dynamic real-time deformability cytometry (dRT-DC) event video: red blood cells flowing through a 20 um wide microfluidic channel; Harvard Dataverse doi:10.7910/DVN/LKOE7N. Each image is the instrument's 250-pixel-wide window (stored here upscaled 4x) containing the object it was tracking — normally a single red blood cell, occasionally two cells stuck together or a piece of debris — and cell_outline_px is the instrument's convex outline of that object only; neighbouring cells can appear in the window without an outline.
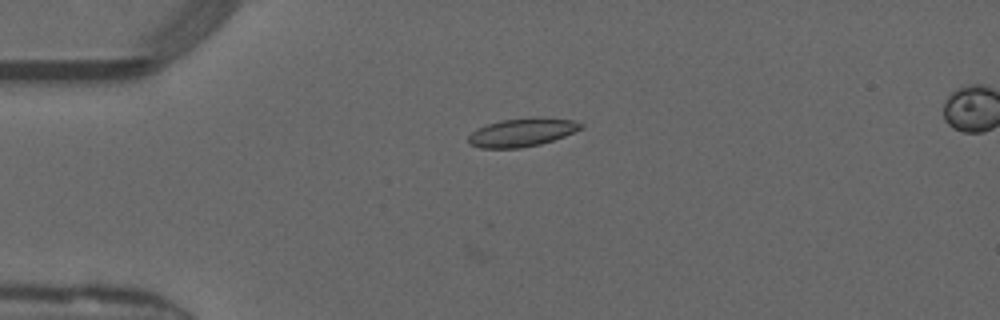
{"species": "common noctule bat (a hibernating species)", "species_latin": "Nyctalus noctula", "temperature_condition": "warm", "stored_images_in_passage": 13, "camera_frame_rate_fps": 3000, "um_per_image_px": 0.085, "animal": {"sex": "male", "forearm_length_mm": 52.5}, "frame": {"image": 1, "passage_image": 13, "time_ms": 4.0, "image_size_px": [1000, 320], "cell_outline_px": [[584, 128], [564, 136], [540, 144], [520, 148], [480, 148], [468, 144], [468, 136], [476, 128], [500, 120], [536, 116], [572, 120], [584, 124]], "centroid_in_image_um": [44.36, 11.24], "position_along_channel_um": 40.6, "area_um2": 18.79}}